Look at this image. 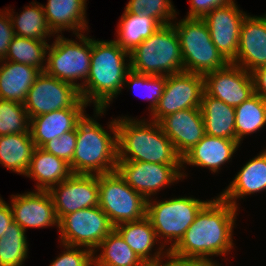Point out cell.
<instances>
[{
  "label": "cell",
  "instance_id": "1",
  "mask_svg": "<svg viewBox=\"0 0 266 266\" xmlns=\"http://www.w3.org/2000/svg\"><path fill=\"white\" fill-rule=\"evenodd\" d=\"M237 211L219 195L213 198L196 215L183 238L171 251L181 257L207 260L214 255L226 256L235 246L232 234Z\"/></svg>",
  "mask_w": 266,
  "mask_h": 266
},
{
  "label": "cell",
  "instance_id": "2",
  "mask_svg": "<svg viewBox=\"0 0 266 266\" xmlns=\"http://www.w3.org/2000/svg\"><path fill=\"white\" fill-rule=\"evenodd\" d=\"M129 52L114 40L98 41L92 38L91 64L88 78L79 90L81 98L94 104V117L104 115L110 102L120 94L130 71Z\"/></svg>",
  "mask_w": 266,
  "mask_h": 266
},
{
  "label": "cell",
  "instance_id": "3",
  "mask_svg": "<svg viewBox=\"0 0 266 266\" xmlns=\"http://www.w3.org/2000/svg\"><path fill=\"white\" fill-rule=\"evenodd\" d=\"M116 125L118 161L182 164V157L158 122L124 116L116 119Z\"/></svg>",
  "mask_w": 266,
  "mask_h": 266
},
{
  "label": "cell",
  "instance_id": "4",
  "mask_svg": "<svg viewBox=\"0 0 266 266\" xmlns=\"http://www.w3.org/2000/svg\"><path fill=\"white\" fill-rule=\"evenodd\" d=\"M109 123L110 134L87 113L77 123L76 147L72 158L73 174L99 175L116 171L118 162L116 119Z\"/></svg>",
  "mask_w": 266,
  "mask_h": 266
},
{
  "label": "cell",
  "instance_id": "5",
  "mask_svg": "<svg viewBox=\"0 0 266 266\" xmlns=\"http://www.w3.org/2000/svg\"><path fill=\"white\" fill-rule=\"evenodd\" d=\"M130 70L151 76H168L184 71L180 42L175 27L161 26L129 52Z\"/></svg>",
  "mask_w": 266,
  "mask_h": 266
},
{
  "label": "cell",
  "instance_id": "6",
  "mask_svg": "<svg viewBox=\"0 0 266 266\" xmlns=\"http://www.w3.org/2000/svg\"><path fill=\"white\" fill-rule=\"evenodd\" d=\"M172 25L179 37L185 72L205 75L229 64L212 42L202 18L186 17Z\"/></svg>",
  "mask_w": 266,
  "mask_h": 266
},
{
  "label": "cell",
  "instance_id": "7",
  "mask_svg": "<svg viewBox=\"0 0 266 266\" xmlns=\"http://www.w3.org/2000/svg\"><path fill=\"white\" fill-rule=\"evenodd\" d=\"M155 200H147L146 217L150 220L158 240L164 239V243H159L164 248L170 243V247L166 248L170 251L183 238L200 210L210 201L192 197H176L158 202Z\"/></svg>",
  "mask_w": 266,
  "mask_h": 266
},
{
  "label": "cell",
  "instance_id": "8",
  "mask_svg": "<svg viewBox=\"0 0 266 266\" xmlns=\"http://www.w3.org/2000/svg\"><path fill=\"white\" fill-rule=\"evenodd\" d=\"M56 36L47 49L45 72L80 90L90 72L92 39L83 33L76 35L80 43L63 35ZM77 79L84 82L77 83Z\"/></svg>",
  "mask_w": 266,
  "mask_h": 266
},
{
  "label": "cell",
  "instance_id": "9",
  "mask_svg": "<svg viewBox=\"0 0 266 266\" xmlns=\"http://www.w3.org/2000/svg\"><path fill=\"white\" fill-rule=\"evenodd\" d=\"M99 207L115 227L146 217L147 200L132 189L117 171L99 174Z\"/></svg>",
  "mask_w": 266,
  "mask_h": 266
},
{
  "label": "cell",
  "instance_id": "10",
  "mask_svg": "<svg viewBox=\"0 0 266 266\" xmlns=\"http://www.w3.org/2000/svg\"><path fill=\"white\" fill-rule=\"evenodd\" d=\"M24 107L29 118L59 109H86L76 86L42 71L29 89Z\"/></svg>",
  "mask_w": 266,
  "mask_h": 266
},
{
  "label": "cell",
  "instance_id": "11",
  "mask_svg": "<svg viewBox=\"0 0 266 266\" xmlns=\"http://www.w3.org/2000/svg\"><path fill=\"white\" fill-rule=\"evenodd\" d=\"M60 243L80 246L97 252L102 240L114 229L99 207H90L65 215L59 221Z\"/></svg>",
  "mask_w": 266,
  "mask_h": 266
},
{
  "label": "cell",
  "instance_id": "12",
  "mask_svg": "<svg viewBox=\"0 0 266 266\" xmlns=\"http://www.w3.org/2000/svg\"><path fill=\"white\" fill-rule=\"evenodd\" d=\"M182 168V164L118 161L116 171L132 189L149 200L163 187L186 177Z\"/></svg>",
  "mask_w": 266,
  "mask_h": 266
},
{
  "label": "cell",
  "instance_id": "13",
  "mask_svg": "<svg viewBox=\"0 0 266 266\" xmlns=\"http://www.w3.org/2000/svg\"><path fill=\"white\" fill-rule=\"evenodd\" d=\"M204 91V75L185 71L168 75L163 94L151 114V119L159 122L172 113L200 108Z\"/></svg>",
  "mask_w": 266,
  "mask_h": 266
},
{
  "label": "cell",
  "instance_id": "14",
  "mask_svg": "<svg viewBox=\"0 0 266 266\" xmlns=\"http://www.w3.org/2000/svg\"><path fill=\"white\" fill-rule=\"evenodd\" d=\"M60 221L65 215L99 206V185L96 174H72L48 190Z\"/></svg>",
  "mask_w": 266,
  "mask_h": 266
},
{
  "label": "cell",
  "instance_id": "15",
  "mask_svg": "<svg viewBox=\"0 0 266 266\" xmlns=\"http://www.w3.org/2000/svg\"><path fill=\"white\" fill-rule=\"evenodd\" d=\"M204 90L209 96L233 107L242 104L255 94L252 73L233 63L206 73Z\"/></svg>",
  "mask_w": 266,
  "mask_h": 266
},
{
  "label": "cell",
  "instance_id": "16",
  "mask_svg": "<svg viewBox=\"0 0 266 266\" xmlns=\"http://www.w3.org/2000/svg\"><path fill=\"white\" fill-rule=\"evenodd\" d=\"M246 15L234 1L214 8L202 18L208 26L212 42L229 63L235 60L241 24Z\"/></svg>",
  "mask_w": 266,
  "mask_h": 266
},
{
  "label": "cell",
  "instance_id": "17",
  "mask_svg": "<svg viewBox=\"0 0 266 266\" xmlns=\"http://www.w3.org/2000/svg\"><path fill=\"white\" fill-rule=\"evenodd\" d=\"M11 210L13 221L25 231L27 228L59 227L52 198L48 191L35 190L12 195Z\"/></svg>",
  "mask_w": 266,
  "mask_h": 266
},
{
  "label": "cell",
  "instance_id": "18",
  "mask_svg": "<svg viewBox=\"0 0 266 266\" xmlns=\"http://www.w3.org/2000/svg\"><path fill=\"white\" fill-rule=\"evenodd\" d=\"M233 64L252 73L266 66V15H246L240 29L238 51Z\"/></svg>",
  "mask_w": 266,
  "mask_h": 266
},
{
  "label": "cell",
  "instance_id": "19",
  "mask_svg": "<svg viewBox=\"0 0 266 266\" xmlns=\"http://www.w3.org/2000/svg\"><path fill=\"white\" fill-rule=\"evenodd\" d=\"M161 129L183 157L205 136V128L200 108L184 109L163 117Z\"/></svg>",
  "mask_w": 266,
  "mask_h": 266
},
{
  "label": "cell",
  "instance_id": "20",
  "mask_svg": "<svg viewBox=\"0 0 266 266\" xmlns=\"http://www.w3.org/2000/svg\"><path fill=\"white\" fill-rule=\"evenodd\" d=\"M239 148L236 140L215 137L205 134L189 152L182 157V167L184 164L206 167L212 173L219 172L221 166L230 162L233 154Z\"/></svg>",
  "mask_w": 266,
  "mask_h": 266
},
{
  "label": "cell",
  "instance_id": "21",
  "mask_svg": "<svg viewBox=\"0 0 266 266\" xmlns=\"http://www.w3.org/2000/svg\"><path fill=\"white\" fill-rule=\"evenodd\" d=\"M266 190V149L250 159L237 173L227 189L219 195L238 209V198Z\"/></svg>",
  "mask_w": 266,
  "mask_h": 266
},
{
  "label": "cell",
  "instance_id": "22",
  "mask_svg": "<svg viewBox=\"0 0 266 266\" xmlns=\"http://www.w3.org/2000/svg\"><path fill=\"white\" fill-rule=\"evenodd\" d=\"M85 109H59L30 119L29 131L35 146L45 143L73 130L84 117Z\"/></svg>",
  "mask_w": 266,
  "mask_h": 266
},
{
  "label": "cell",
  "instance_id": "23",
  "mask_svg": "<svg viewBox=\"0 0 266 266\" xmlns=\"http://www.w3.org/2000/svg\"><path fill=\"white\" fill-rule=\"evenodd\" d=\"M87 0H48L42 5L46 21L54 34L71 30L78 35L88 29L86 21ZM84 31V32H83Z\"/></svg>",
  "mask_w": 266,
  "mask_h": 266
},
{
  "label": "cell",
  "instance_id": "24",
  "mask_svg": "<svg viewBox=\"0 0 266 266\" xmlns=\"http://www.w3.org/2000/svg\"><path fill=\"white\" fill-rule=\"evenodd\" d=\"M114 229L147 266L154 264L167 252L163 251L165 248L160 244L157 251L151 254L155 243L159 240L147 217L138 221L120 223Z\"/></svg>",
  "mask_w": 266,
  "mask_h": 266
},
{
  "label": "cell",
  "instance_id": "25",
  "mask_svg": "<svg viewBox=\"0 0 266 266\" xmlns=\"http://www.w3.org/2000/svg\"><path fill=\"white\" fill-rule=\"evenodd\" d=\"M40 73L41 71L33 66L1 60L0 99L24 103L29 89Z\"/></svg>",
  "mask_w": 266,
  "mask_h": 266
},
{
  "label": "cell",
  "instance_id": "26",
  "mask_svg": "<svg viewBox=\"0 0 266 266\" xmlns=\"http://www.w3.org/2000/svg\"><path fill=\"white\" fill-rule=\"evenodd\" d=\"M73 174L70 164L55 155L36 147L25 176L37 181L35 190L48 191Z\"/></svg>",
  "mask_w": 266,
  "mask_h": 266
},
{
  "label": "cell",
  "instance_id": "27",
  "mask_svg": "<svg viewBox=\"0 0 266 266\" xmlns=\"http://www.w3.org/2000/svg\"><path fill=\"white\" fill-rule=\"evenodd\" d=\"M200 110L203 117L205 134L237 141L235 107L209 96L204 91Z\"/></svg>",
  "mask_w": 266,
  "mask_h": 266
},
{
  "label": "cell",
  "instance_id": "28",
  "mask_svg": "<svg viewBox=\"0 0 266 266\" xmlns=\"http://www.w3.org/2000/svg\"><path fill=\"white\" fill-rule=\"evenodd\" d=\"M36 146L30 133L0 136V164L21 175L29 169Z\"/></svg>",
  "mask_w": 266,
  "mask_h": 266
},
{
  "label": "cell",
  "instance_id": "29",
  "mask_svg": "<svg viewBox=\"0 0 266 266\" xmlns=\"http://www.w3.org/2000/svg\"><path fill=\"white\" fill-rule=\"evenodd\" d=\"M117 39L114 41L124 50L131 52L144 39L156 32L162 25L154 18L143 14L124 13L117 25Z\"/></svg>",
  "mask_w": 266,
  "mask_h": 266
},
{
  "label": "cell",
  "instance_id": "30",
  "mask_svg": "<svg viewBox=\"0 0 266 266\" xmlns=\"http://www.w3.org/2000/svg\"><path fill=\"white\" fill-rule=\"evenodd\" d=\"M98 248L102 252L98 256L93 253V266H147L115 229L102 240Z\"/></svg>",
  "mask_w": 266,
  "mask_h": 266
},
{
  "label": "cell",
  "instance_id": "31",
  "mask_svg": "<svg viewBox=\"0 0 266 266\" xmlns=\"http://www.w3.org/2000/svg\"><path fill=\"white\" fill-rule=\"evenodd\" d=\"M31 2L32 6H26L21 14L8 10L15 35L24 38L47 41L46 38L55 35L49 28L42 4ZM11 11V12H10ZM14 14V15H13Z\"/></svg>",
  "mask_w": 266,
  "mask_h": 266
},
{
  "label": "cell",
  "instance_id": "32",
  "mask_svg": "<svg viewBox=\"0 0 266 266\" xmlns=\"http://www.w3.org/2000/svg\"><path fill=\"white\" fill-rule=\"evenodd\" d=\"M235 115L236 138L240 144L243 137L266 126V101L255 93L235 107Z\"/></svg>",
  "mask_w": 266,
  "mask_h": 266
},
{
  "label": "cell",
  "instance_id": "33",
  "mask_svg": "<svg viewBox=\"0 0 266 266\" xmlns=\"http://www.w3.org/2000/svg\"><path fill=\"white\" fill-rule=\"evenodd\" d=\"M48 47L49 44L46 41L15 35L4 60L30 65L42 72L45 71L46 67L45 57L47 56Z\"/></svg>",
  "mask_w": 266,
  "mask_h": 266
},
{
  "label": "cell",
  "instance_id": "34",
  "mask_svg": "<svg viewBox=\"0 0 266 266\" xmlns=\"http://www.w3.org/2000/svg\"><path fill=\"white\" fill-rule=\"evenodd\" d=\"M26 231L13 221L0 238V266H22L28 257Z\"/></svg>",
  "mask_w": 266,
  "mask_h": 266
},
{
  "label": "cell",
  "instance_id": "35",
  "mask_svg": "<svg viewBox=\"0 0 266 266\" xmlns=\"http://www.w3.org/2000/svg\"><path fill=\"white\" fill-rule=\"evenodd\" d=\"M30 118L23 103L0 99V136L30 133Z\"/></svg>",
  "mask_w": 266,
  "mask_h": 266
},
{
  "label": "cell",
  "instance_id": "36",
  "mask_svg": "<svg viewBox=\"0 0 266 266\" xmlns=\"http://www.w3.org/2000/svg\"><path fill=\"white\" fill-rule=\"evenodd\" d=\"M166 79H167V76H151V75L136 73L130 70L126 75L124 86L126 84L125 87L127 86L129 88L131 87L133 88L132 90L134 91H139L142 89L140 94L143 93L142 95H145L144 98L141 95L144 100L145 99L147 101L150 100V105H149L150 108L148 109H150L151 114H152V112L157 107L158 102L163 94L164 87L166 84ZM140 94H137V95H140Z\"/></svg>",
  "mask_w": 266,
  "mask_h": 266
},
{
  "label": "cell",
  "instance_id": "37",
  "mask_svg": "<svg viewBox=\"0 0 266 266\" xmlns=\"http://www.w3.org/2000/svg\"><path fill=\"white\" fill-rule=\"evenodd\" d=\"M171 0H129L124 8L127 13L143 14L156 19L162 26L173 23L177 12Z\"/></svg>",
  "mask_w": 266,
  "mask_h": 266
},
{
  "label": "cell",
  "instance_id": "38",
  "mask_svg": "<svg viewBox=\"0 0 266 266\" xmlns=\"http://www.w3.org/2000/svg\"><path fill=\"white\" fill-rule=\"evenodd\" d=\"M76 127L65 132L60 137L45 143L41 148L70 164L72 170V158L76 147Z\"/></svg>",
  "mask_w": 266,
  "mask_h": 266
},
{
  "label": "cell",
  "instance_id": "39",
  "mask_svg": "<svg viewBox=\"0 0 266 266\" xmlns=\"http://www.w3.org/2000/svg\"><path fill=\"white\" fill-rule=\"evenodd\" d=\"M61 245L66 250L49 266H93V252L90 249L63 243Z\"/></svg>",
  "mask_w": 266,
  "mask_h": 266
},
{
  "label": "cell",
  "instance_id": "40",
  "mask_svg": "<svg viewBox=\"0 0 266 266\" xmlns=\"http://www.w3.org/2000/svg\"><path fill=\"white\" fill-rule=\"evenodd\" d=\"M168 261L163 264V256L151 266H213L216 262L202 258H188L175 255L172 251L167 250L164 254Z\"/></svg>",
  "mask_w": 266,
  "mask_h": 266
},
{
  "label": "cell",
  "instance_id": "41",
  "mask_svg": "<svg viewBox=\"0 0 266 266\" xmlns=\"http://www.w3.org/2000/svg\"><path fill=\"white\" fill-rule=\"evenodd\" d=\"M6 10H0V61L5 59L8 47L15 37L8 9Z\"/></svg>",
  "mask_w": 266,
  "mask_h": 266
},
{
  "label": "cell",
  "instance_id": "42",
  "mask_svg": "<svg viewBox=\"0 0 266 266\" xmlns=\"http://www.w3.org/2000/svg\"><path fill=\"white\" fill-rule=\"evenodd\" d=\"M235 0H190L187 18H203L214 8L226 6Z\"/></svg>",
  "mask_w": 266,
  "mask_h": 266
},
{
  "label": "cell",
  "instance_id": "43",
  "mask_svg": "<svg viewBox=\"0 0 266 266\" xmlns=\"http://www.w3.org/2000/svg\"><path fill=\"white\" fill-rule=\"evenodd\" d=\"M255 93L266 101V66L260 67L252 72Z\"/></svg>",
  "mask_w": 266,
  "mask_h": 266
},
{
  "label": "cell",
  "instance_id": "44",
  "mask_svg": "<svg viewBox=\"0 0 266 266\" xmlns=\"http://www.w3.org/2000/svg\"><path fill=\"white\" fill-rule=\"evenodd\" d=\"M13 222V214L9 204L0 197V238Z\"/></svg>",
  "mask_w": 266,
  "mask_h": 266
},
{
  "label": "cell",
  "instance_id": "45",
  "mask_svg": "<svg viewBox=\"0 0 266 266\" xmlns=\"http://www.w3.org/2000/svg\"><path fill=\"white\" fill-rule=\"evenodd\" d=\"M213 266H221V265H219V263L217 264V263H215Z\"/></svg>",
  "mask_w": 266,
  "mask_h": 266
}]
</instances>
